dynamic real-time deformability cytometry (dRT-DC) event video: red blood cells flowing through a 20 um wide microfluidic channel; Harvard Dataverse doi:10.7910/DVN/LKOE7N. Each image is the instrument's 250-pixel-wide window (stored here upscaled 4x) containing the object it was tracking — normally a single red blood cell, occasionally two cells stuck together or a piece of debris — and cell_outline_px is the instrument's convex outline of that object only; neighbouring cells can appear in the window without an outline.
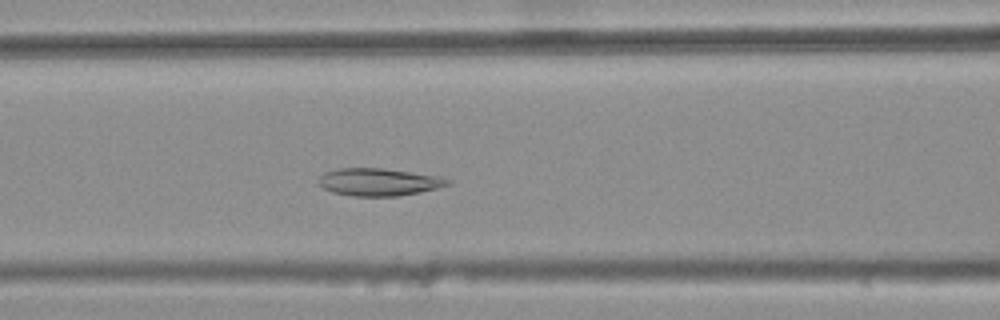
{"species": "common noctule bat (a hibernating species)", "species_latin": "Nyctalus noctula", "temperature_condition": "warm", "stored_images_in_passage": 32, "camera_frame_rate_fps": 3000, "um_per_image_px": 0.085, "animal": {"sex": "female", "body_mass_g": 25.1}, "frame": {"image": 1, "passage_image": 10, "time_ms": 3.0, "image_size_px": [1000, 320], "cell_outline_px": [[452, 184], [420, 192], [400, 196], [352, 196], [332, 192], [324, 188], [316, 180], [324, 172], [340, 168], [384, 168], [440, 176], [452, 180]], "centroid_in_image_um": [32.22, 15.47], "position_along_channel_um": 134.4, "area_um2": 20.87}}
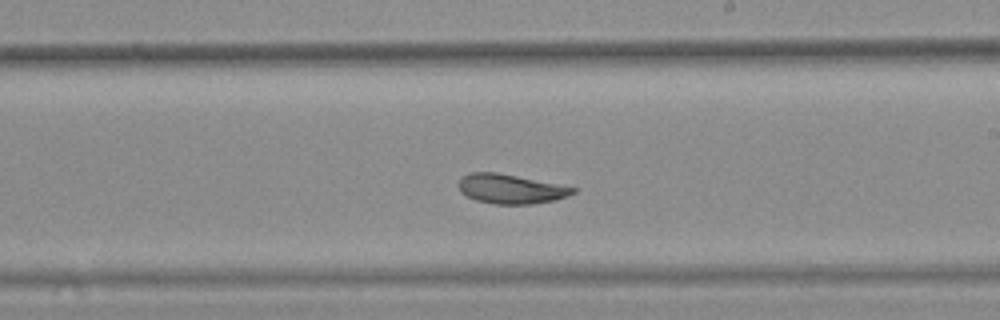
{"frame": {"image": 2, "passage_image": 19, "time_ms": 6.0, "image_size_px": [1000, 320], "cell_outline_px": [[576, 192], [568, 196], [552, 200], [532, 204], [492, 204], [476, 200], [460, 192], [460, 180], [468, 172], [496, 172], [576, 188]], "centroid_in_image_um": [43.39, 16.06], "position_along_channel_um": 245.6, "area_um2": 19.25}}
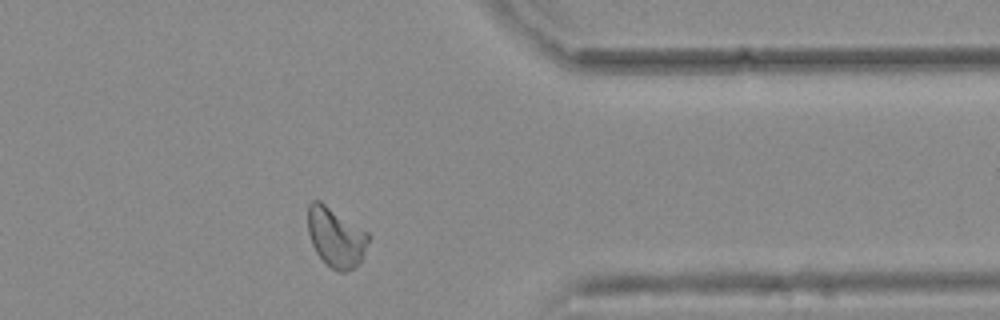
{"frame": {"image": 3, "passage_image": 31, "time_ms": 10.0, "image_size_px": [1000, 320], "cell_outline_px": [[372, 236], [360, 260], [352, 268], [344, 272], [340, 272], [332, 268], [316, 252], [312, 244], [308, 232], [308, 204], [312, 200], [320, 200], [368, 232]], "centroid_in_image_um": [28.55, 20.12], "position_along_channel_um": 382.9, "area_um2": 20.87}, "authors_computed_cell_mechanics": {"area_um2": 20.0566, "velocity_mm_per_s": 3.7219, "shape_relaxation_time_tau1_ms": null, "shape_relaxation_time_tau2_ms": 3.2879, "deformation_change_tau1": null, "deformation_change_tau2": 0.0781}}